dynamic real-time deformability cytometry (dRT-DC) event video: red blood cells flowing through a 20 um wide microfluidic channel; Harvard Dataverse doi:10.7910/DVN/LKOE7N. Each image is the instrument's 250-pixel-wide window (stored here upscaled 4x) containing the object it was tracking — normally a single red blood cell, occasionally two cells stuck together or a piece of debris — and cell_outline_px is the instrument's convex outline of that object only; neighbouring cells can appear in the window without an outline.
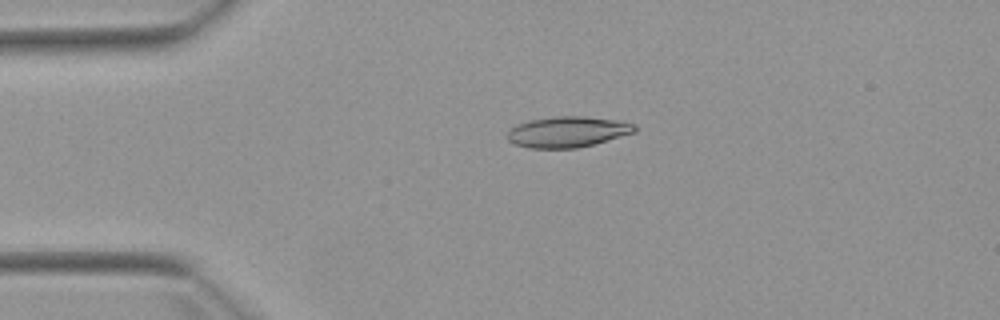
{"species": "Egyptian fruit bat (a non-hibernating species)", "species_latin": "Rousettus aegyptiacus", "temperature_condition": "warm", "stored_images_in_passage": 4, "camera_frame_rate_fps": 3000, "um_per_image_px": 0.085, "animal": {"sex": "female"}, "frame": {"image": 1, "passage_image": 3, "time_ms": 2.333, "image_size_px": [1000, 320], "cell_outline_px": [[636, 132], [592, 144], [576, 148], [528, 148], [516, 144], [508, 140], [508, 132], [512, 128], [528, 120], [556, 116], [584, 116], [624, 120], [636, 124]], "centroid_in_image_um": [48.3, 11.19], "position_along_channel_um": 36.7, "area_um2": 22.83}}